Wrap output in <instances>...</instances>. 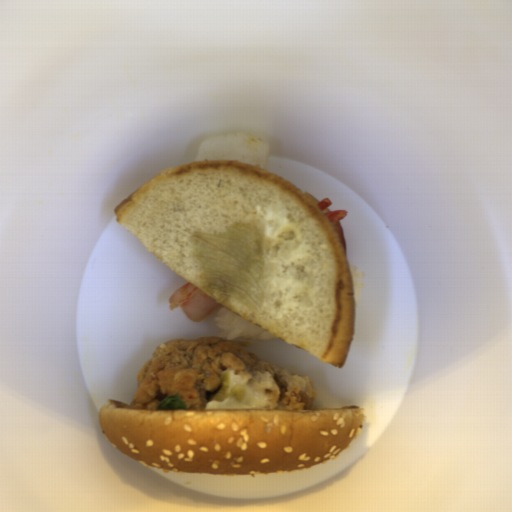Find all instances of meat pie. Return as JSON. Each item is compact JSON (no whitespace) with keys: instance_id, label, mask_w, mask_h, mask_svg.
Masks as SVG:
<instances>
[{"instance_id":"1","label":"meat pie","mask_w":512,"mask_h":512,"mask_svg":"<svg viewBox=\"0 0 512 512\" xmlns=\"http://www.w3.org/2000/svg\"><path fill=\"white\" fill-rule=\"evenodd\" d=\"M248 343L219 336L164 340L139 369L129 408L156 411L167 396L178 393L186 410H206L207 402L222 385L220 375L228 370L245 378L248 389L267 398L265 410H311L316 389L310 376L291 372L243 349Z\"/></svg>"}]
</instances>
